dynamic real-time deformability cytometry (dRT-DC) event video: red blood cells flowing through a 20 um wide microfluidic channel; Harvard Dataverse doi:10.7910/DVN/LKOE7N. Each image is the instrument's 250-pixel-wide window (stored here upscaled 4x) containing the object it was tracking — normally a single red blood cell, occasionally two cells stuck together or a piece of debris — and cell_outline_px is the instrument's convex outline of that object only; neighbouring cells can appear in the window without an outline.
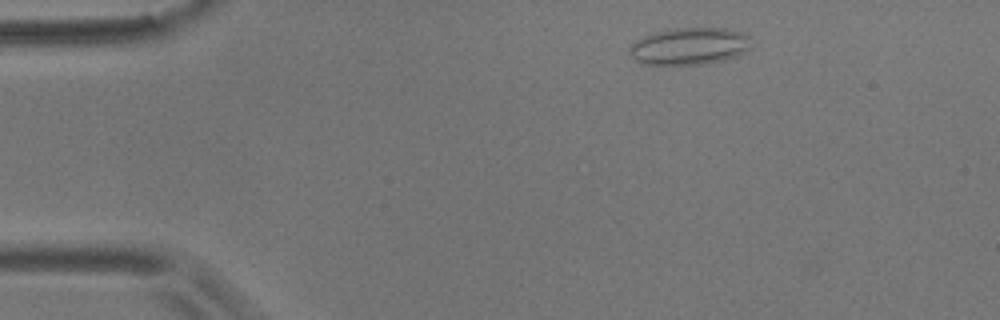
{"species": "common noctule bat (a hibernating species)", "species_latin": "Nyctalus noctula", "temperature_condition": "room temperature", "stored_images_in_passage": 8, "camera_frame_rate_fps": 3000, "um_per_image_px": 0.085, "animal": {"sex": "male", "body_mass_g": 17.9}, "frame": {"image": 1, "passage_image": 3, "time_ms": 0.667, "image_size_px": [1000, 320], "cell_outline_px": [[748, 52], [724, 60], [704, 64], [640, 64], [628, 52], [628, 48], [640, 36], [668, 28], [724, 28], [744, 32], [748, 36]], "centroid_in_image_um": [58.56, 3.92], "position_along_channel_um": 26.4, "area_um2": 26.53}}
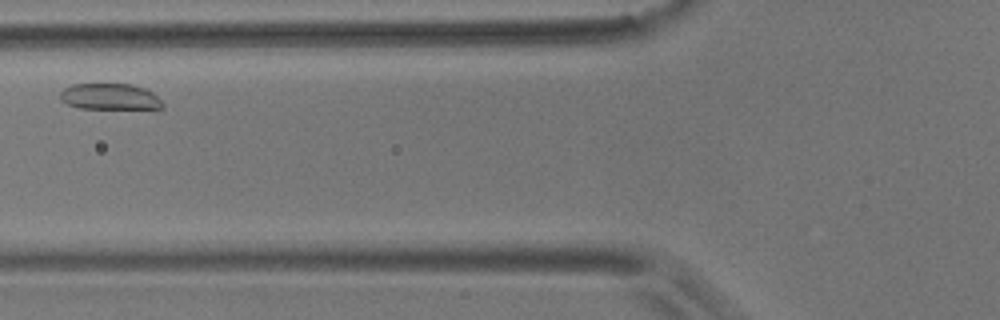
{"frame": {"image": 2, "passage_image": 7, "time_ms": 2.0, "image_size_px": [1000, 320], "cell_outline_px": [[164, 108], [156, 112], [80, 108], [68, 104], [60, 100], [60, 92], [64, 88], [72, 84], [128, 84], [144, 88], [152, 92], [164, 104]], "centroid_in_image_um": [9.46, 8.29], "position_along_channel_um": 116.3, "area_um2": 16.65}}
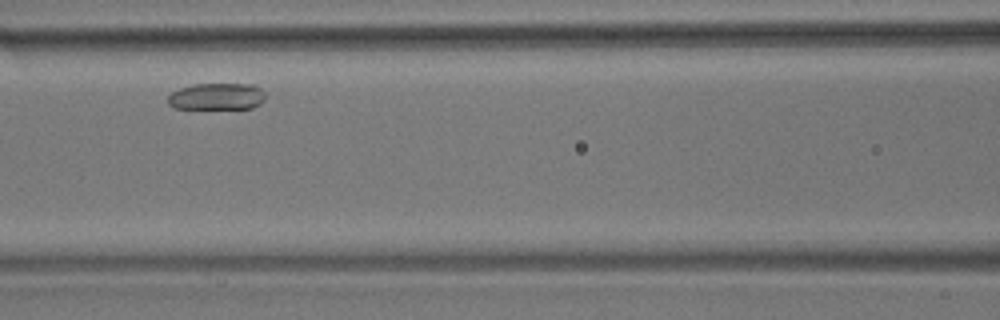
{"frame": {"image": 3, "passage_image": 8, "time_ms": 2.333, "image_size_px": [1000, 320], "cell_outline_px": [[264, 100], [260, 104], [252, 108], [176, 108], [168, 104], [168, 96], [172, 92], [180, 88], [192, 84], [256, 84], [264, 92]], "centroid_in_image_um": [18.44, 8.19], "position_along_channel_um": 148.2, "area_um2": 15.2}}